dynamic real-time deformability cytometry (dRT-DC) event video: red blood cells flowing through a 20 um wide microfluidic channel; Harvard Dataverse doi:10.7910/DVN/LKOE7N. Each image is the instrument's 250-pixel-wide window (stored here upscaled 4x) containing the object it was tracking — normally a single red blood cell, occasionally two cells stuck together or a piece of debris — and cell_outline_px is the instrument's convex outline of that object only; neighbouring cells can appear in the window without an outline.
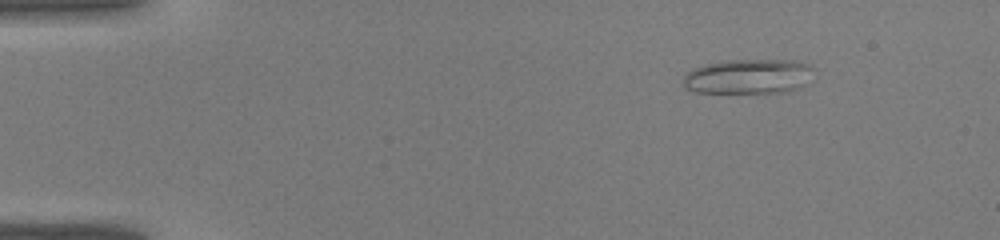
{"species": "common noctule bat (a hibernating species)", "species_latin": "Nyctalus noctula", "temperature_condition": "warm", "stored_images_in_passage": 38, "camera_frame_rate_fps": 3000, "um_per_image_px": 0.085, "animal": {"sex": "male", "body_mass_g": 19.0, "forearm_length_mm": 50.8}, "frame": {"image": 1, "passage_image": 1, "time_ms": 0.0, "image_size_px": [1000, 240], "cell_outline_px": [[816, 68], [804, 84], [788, 92], [696, 92], [684, 88], [684, 76], [692, 68], [708, 64], [728, 60], [796, 60], [808, 64]], "centroid_in_image_um": [63.63, 6.49], "position_along_channel_um": 21.4, "area_um2": 26.3}}
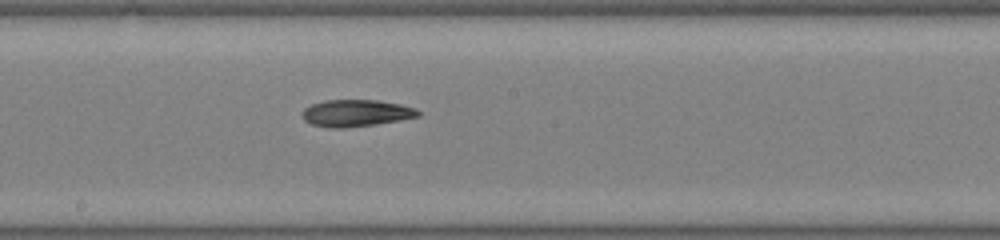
{"frame": {"image": 2, "passage_image": 19, "time_ms": 6.0, "image_size_px": [1000, 240], "cell_outline_px": [[420, 116], [400, 120], [376, 124], [344, 128], [332, 128], [312, 124], [304, 120], [304, 108], [312, 104], [324, 100], [380, 100], [400, 104], [416, 108], [420, 112]], "centroid_in_image_um": [30.3, 9.61], "position_along_channel_um": 217.9, "area_um2": 18.09}}
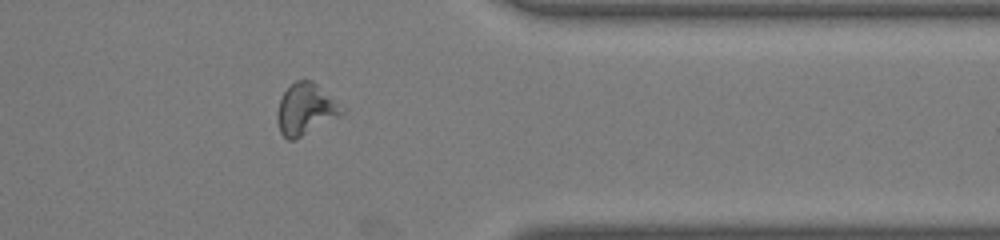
{"frame": {"image": 3, "passage_image": 30, "time_ms": 9.667, "image_size_px": [1000, 240], "cell_outline_px": [[344, 112], [296, 140], [288, 140], [280, 132], [276, 120], [276, 112], [280, 100], [284, 92], [296, 80], [312, 80]], "centroid_in_image_um": [25.87, 9.31], "position_along_channel_um": 385.5, "area_um2": 18.55}}